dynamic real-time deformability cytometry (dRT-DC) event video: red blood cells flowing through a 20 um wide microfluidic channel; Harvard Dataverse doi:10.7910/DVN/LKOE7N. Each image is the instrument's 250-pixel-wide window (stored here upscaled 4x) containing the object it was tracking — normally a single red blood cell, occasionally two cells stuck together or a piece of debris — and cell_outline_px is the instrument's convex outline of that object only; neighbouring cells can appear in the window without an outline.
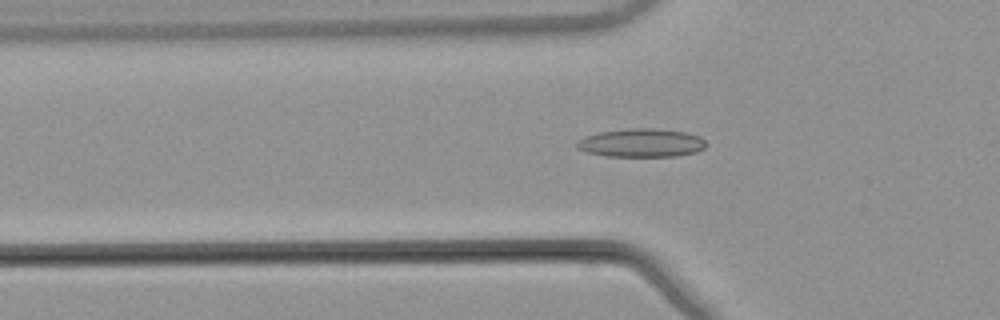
{"species": "common noctule bat (a hibernating species)", "species_latin": "Nyctalus noctula", "temperature_condition": "warm", "stored_images_in_passage": 53, "camera_frame_rate_fps": 3000, "um_per_image_px": 0.085, "animal": {"sex": "male", "body_mass_g": 21.5, "forearm_length_mm": 52.0}, "frame": {"image": 1, "passage_image": 18, "time_ms": 5.667, "image_size_px": [1000, 320], "cell_outline_px": [[708, 144], [704, 148], [696, 152], [676, 156], [608, 156], [584, 152], [576, 148], [576, 144], [580, 140], [588, 136], [600, 132], [628, 128], [656, 128], [684, 132], [700, 136]], "centroid_in_image_um": [54.54, 12.14], "position_along_channel_um": 71.3, "area_um2": 21.39}}
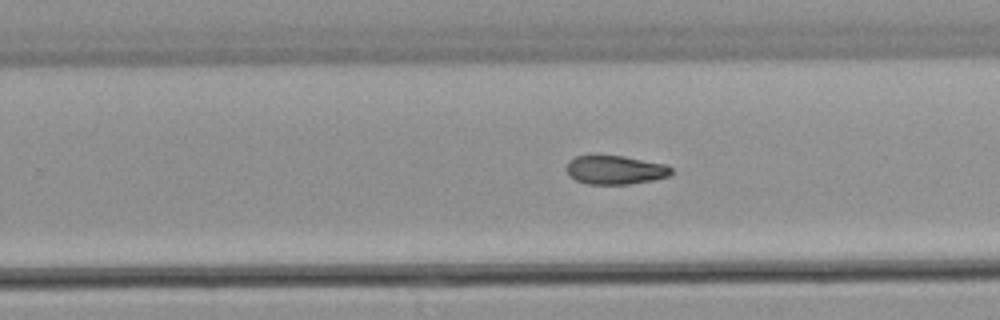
{"frame": {"image": 2, "passage_image": 34, "time_ms": 11.0, "image_size_px": [1000, 320], "cell_outline_px": [[672, 172], [668, 176], [652, 180], [628, 184], [588, 184], [576, 180], [568, 176], [568, 160], [576, 156], [592, 152], [624, 156], [664, 164], [672, 168]], "centroid_in_image_um": [52.22, 14.4], "position_along_channel_um": 277.6, "area_um2": 18.03}}
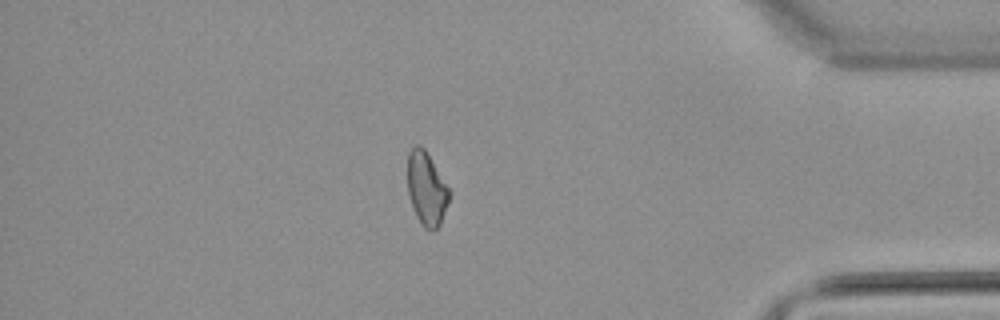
{"frame": {"image": 3, "passage_image": 46, "time_ms": 15.0, "image_size_px": [1000, 320], "cell_outline_px": [[448, 200], [440, 224], [436, 228], [424, 228], [416, 216], [408, 192], [408, 152], [416, 144], [420, 144], [424, 148], [448, 188]], "centroid_in_image_um": [36.22, 16.0], "position_along_channel_um": 399.0, "area_um2": 17.11}, "authors_computed_cell_mechanics": {"area_um2": 18.7272, "velocity_mm_per_s": 3.871, "shape_relaxation_time_tau1_ms": null, "shape_relaxation_time_tau2_ms": 7.1596, "deformation_change_tau1": null, "deformation_change_tau2": 0.1499}}